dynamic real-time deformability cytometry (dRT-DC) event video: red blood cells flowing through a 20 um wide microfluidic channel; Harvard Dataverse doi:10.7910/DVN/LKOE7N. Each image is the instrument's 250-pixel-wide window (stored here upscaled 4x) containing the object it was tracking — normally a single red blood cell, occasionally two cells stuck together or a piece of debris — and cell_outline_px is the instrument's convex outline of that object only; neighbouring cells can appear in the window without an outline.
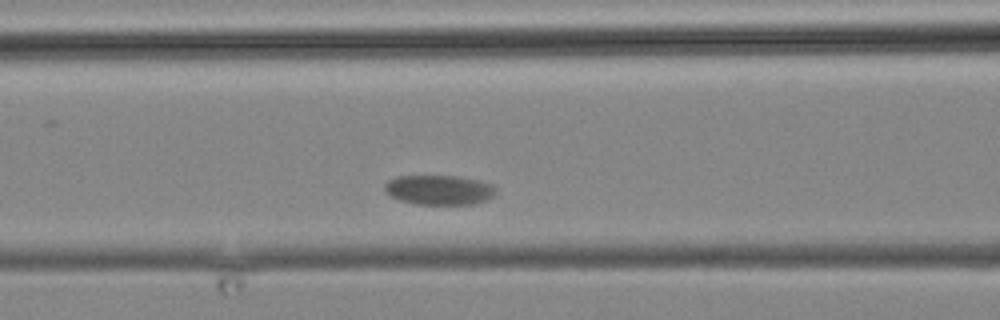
{"species": "common noctule bat (a hibernating species)", "species_latin": "Nyctalus noctula", "temperature_condition": "cold", "stored_images_in_passage": 7, "camera_frame_rate_fps": 3000, "um_per_image_px": 0.085, "animal": {"sex": "male", "body_mass_g": 19.2, "forearm_length_mm": 51.8}, "frame": {"image": 1, "passage_image": 7, "time_ms": 6.667, "image_size_px": [1000, 320], "cell_outline_px": [[496, 192], [488, 200], [472, 204], [416, 204], [400, 200], [392, 196], [384, 188], [384, 184], [388, 180], [396, 176], [460, 176], [480, 180], [496, 188]], "centroid_in_image_um": [37.34, 16.13], "position_along_channel_um": 129.3, "area_um2": 19.19}}